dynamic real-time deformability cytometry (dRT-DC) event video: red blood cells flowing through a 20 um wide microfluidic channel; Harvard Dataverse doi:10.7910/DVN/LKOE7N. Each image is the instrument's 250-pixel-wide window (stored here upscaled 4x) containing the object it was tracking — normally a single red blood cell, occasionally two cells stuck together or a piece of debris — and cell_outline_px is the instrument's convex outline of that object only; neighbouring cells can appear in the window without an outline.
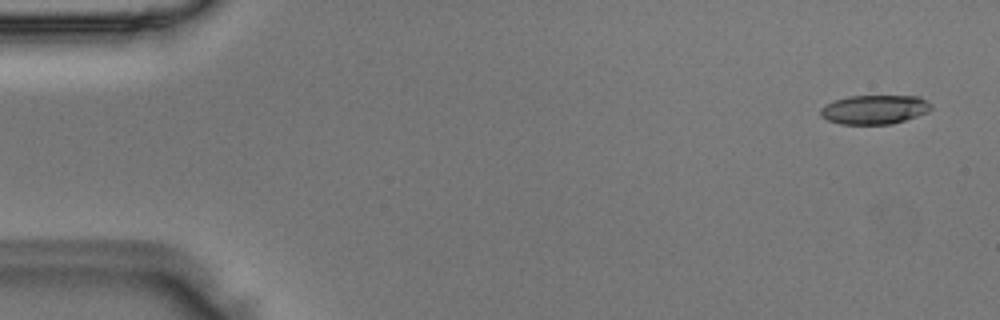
{"species": "Egyptian fruit bat (a non-hibernating species)", "species_latin": "Rousettus aegyptiacus", "temperature_condition": "room temperature", "stored_images_in_passage": 4, "camera_frame_rate_fps": 3000, "um_per_image_px": 0.085, "animal": {"sex": "male"}, "frame": {"image": 1, "passage_image": 1, "time_ms": 0.0, "image_size_px": [1000, 320], "cell_outline_px": [[932, 108], [928, 112], [892, 124], [840, 124], [828, 120], [820, 116], [820, 108], [836, 100], [848, 96], [920, 96], [932, 104]], "centroid_in_image_um": [74.35, 9.31], "position_along_channel_um": 10.7, "area_um2": 18.73}}
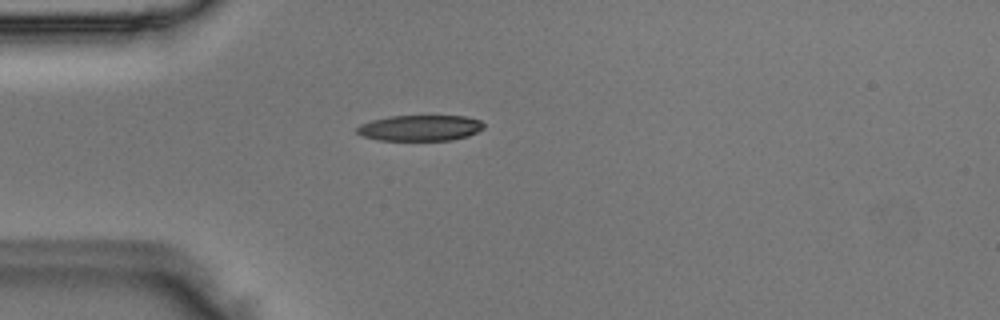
{"frame": {"image": 2, "passage_image": 4, "time_ms": 1.0, "image_size_px": [1000, 320], "cell_outline_px": [[484, 128], [468, 136], [452, 140], [380, 140], [364, 136], [356, 132], [356, 128], [360, 124], [372, 120], [388, 116], [468, 116], [480, 120], [484, 124]], "centroid_in_image_um": [35.72, 10.87], "position_along_channel_um": 49.3, "area_um2": 19.07}}